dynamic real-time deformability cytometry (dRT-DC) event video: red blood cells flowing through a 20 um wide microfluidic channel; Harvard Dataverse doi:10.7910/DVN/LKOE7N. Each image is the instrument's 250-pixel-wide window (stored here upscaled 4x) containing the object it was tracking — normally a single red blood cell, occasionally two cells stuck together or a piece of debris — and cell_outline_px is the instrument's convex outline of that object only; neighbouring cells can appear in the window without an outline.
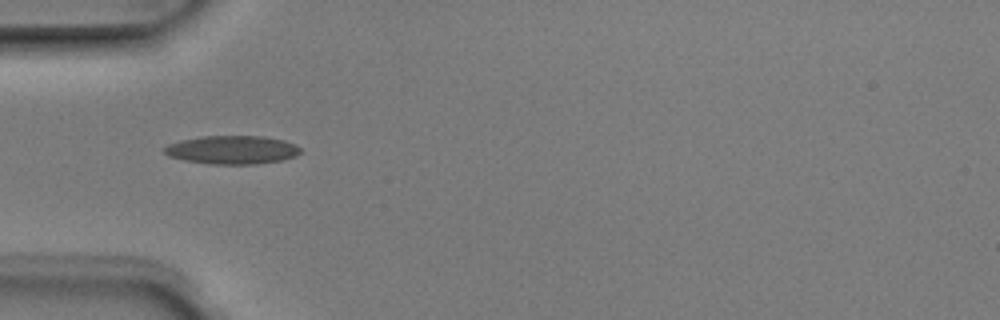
{"species": "Egyptian fruit bat (a non-hibernating species)", "species_latin": "Rousettus aegyptiacus", "temperature_condition": "room temperature", "stored_images_in_passage": 5, "camera_frame_rate_fps": 3000, "um_per_image_px": 0.085, "animal": {"sex": "male"}, "frame": {"image": 1, "passage_image": 4, "time_ms": 1.0, "image_size_px": [1000, 320], "cell_outline_px": [[300, 152], [296, 156], [280, 160], [256, 164], [208, 164], [184, 160], [168, 156], [164, 152], [164, 148], [168, 144], [180, 140], [200, 136], [264, 136], [284, 140], [296, 144], [300, 148]], "centroid_in_image_um": [19.72, 12.73], "position_along_channel_um": 65.3, "area_um2": 22.66}}
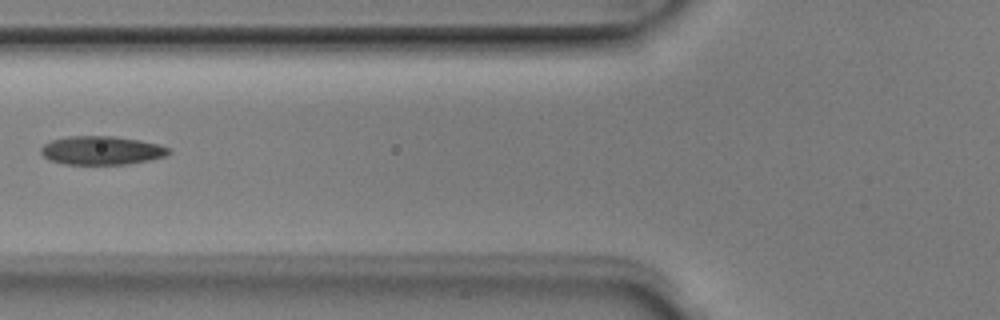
{"frame": {"image": 2, "passage_image": 5, "time_ms": 1.333, "image_size_px": [1000, 320], "cell_outline_px": [[172, 152], [168, 156], [128, 164], [64, 164], [48, 160], [40, 152], [40, 148], [44, 144], [52, 140], [68, 136], [112, 136], [140, 140], [160, 144], [168, 148]], "centroid_in_image_um": [8.64, 12.78], "position_along_channel_um": 117.2, "area_um2": 21.44}}